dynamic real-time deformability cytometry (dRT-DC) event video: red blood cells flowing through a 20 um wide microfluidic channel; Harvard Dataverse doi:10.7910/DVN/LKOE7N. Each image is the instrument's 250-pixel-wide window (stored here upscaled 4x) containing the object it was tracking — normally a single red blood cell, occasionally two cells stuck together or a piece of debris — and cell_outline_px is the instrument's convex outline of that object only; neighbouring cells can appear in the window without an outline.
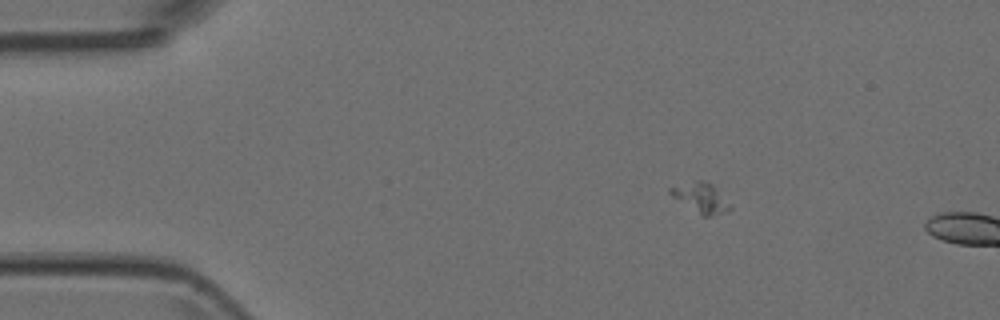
{"species": "Egyptian fruit bat (a non-hibernating species)", "species_latin": "Rousettus aegyptiacus", "temperature_condition": "room temperature", "stored_images_in_passage": 4, "camera_frame_rate_fps": 3000, "um_per_image_px": 0.085, "animal": {"sex": "female"}, "frame": {"image": 1, "passage_image": 3, "time_ms": 0.667, "image_size_px": [1000, 320], "cell_outline_px": [[732, 208], [728, 212], [712, 216], [704, 216], [672, 196], [668, 192], [668, 188], [696, 180], [708, 180], [712, 184]], "centroid_in_image_um": [59.58, 16.8], "position_along_channel_um": 25.4, "area_um2": 10.12}}